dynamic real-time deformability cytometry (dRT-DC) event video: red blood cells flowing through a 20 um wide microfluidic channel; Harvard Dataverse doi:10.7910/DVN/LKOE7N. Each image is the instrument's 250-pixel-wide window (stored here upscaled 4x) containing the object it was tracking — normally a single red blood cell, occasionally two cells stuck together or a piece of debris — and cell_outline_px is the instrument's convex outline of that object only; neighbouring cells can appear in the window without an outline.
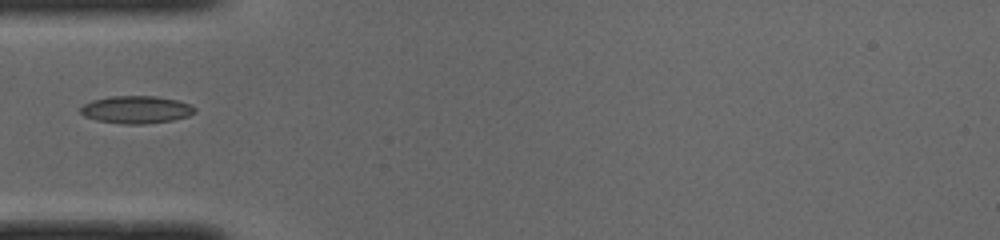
{"species": "common noctule bat (a hibernating species)", "species_latin": "Nyctalus noctula", "temperature_condition": "cold", "stored_images_in_passage": 35, "camera_frame_rate_fps": 3000, "um_per_image_px": 0.085, "animal": {"sex": "male", "body_mass_g": 19.0, "forearm_length_mm": 50.8}, "frame": {"image": 1, "passage_image": 1, "time_ms": 0.0, "image_size_px": [1000, 240], "cell_outline_px": [[196, 112], [188, 116], [172, 120], [144, 124], [124, 124], [96, 120], [84, 116], [80, 112], [80, 108], [84, 104], [92, 100], [108, 96], [156, 96], [176, 100], [188, 104], [196, 108]], "centroid_in_image_um": [11.56, 9.32], "position_along_channel_um": 73.4, "area_um2": 18.32}}
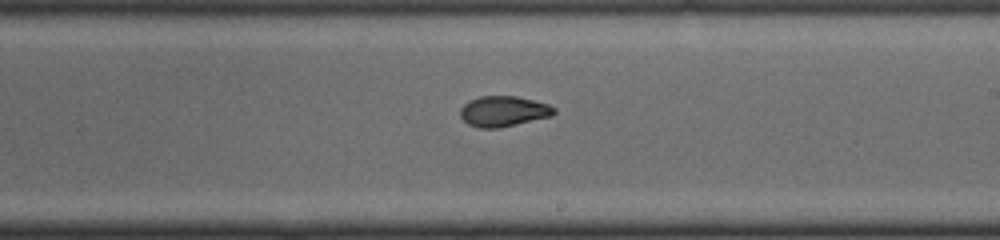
{"frame": {"image": 2, "passage_image": 14, "time_ms": 4.333, "image_size_px": [1000, 240], "cell_outline_px": [[556, 112], [552, 116], [516, 124], [496, 128], [480, 128], [468, 124], [460, 116], [460, 108], [468, 100], [480, 96], [516, 96], [548, 104], [556, 108]], "centroid_in_image_um": [42.78, 9.45], "position_along_channel_um": 246.2, "area_um2": 16.65}}
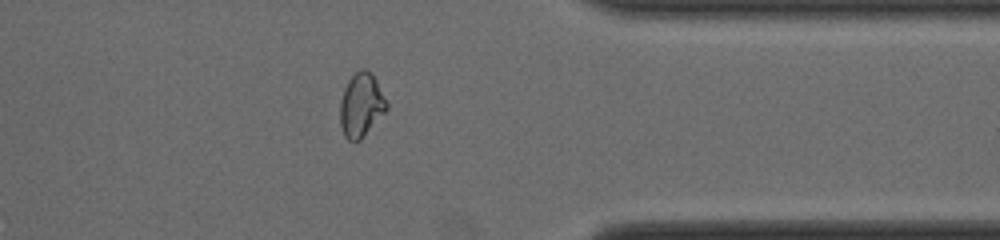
{"frame": {"image": 3, "passage_image": 25, "time_ms": 8.0, "image_size_px": [1000, 240], "cell_outline_px": [[388, 108], [360, 140], [348, 140], [344, 136], [340, 124], [340, 104], [344, 88], [348, 80], [360, 68], [364, 68], [372, 72], [388, 104]], "centroid_in_image_um": [30.69, 8.91], "position_along_channel_um": 380.7, "area_um2": 17.17}}